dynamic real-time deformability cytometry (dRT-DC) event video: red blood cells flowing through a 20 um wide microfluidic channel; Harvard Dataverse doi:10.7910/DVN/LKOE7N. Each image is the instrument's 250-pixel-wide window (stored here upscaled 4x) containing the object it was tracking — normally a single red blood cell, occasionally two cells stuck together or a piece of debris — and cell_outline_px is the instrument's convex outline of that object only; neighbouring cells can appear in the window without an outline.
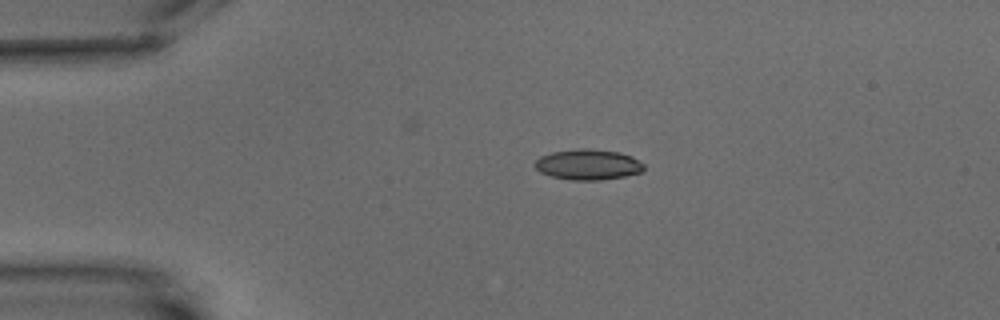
{"species": "common noctule bat (a hibernating species)", "species_latin": "Nyctalus noctula", "temperature_condition": "warm", "stored_images_in_passage": 4, "camera_frame_rate_fps": 3000, "um_per_image_px": 0.085, "animal": {"sex": "male", "body_mass_g": 15.6}, "frame": {"image": 1, "passage_image": 3, "time_ms": 2.333, "image_size_px": [1000, 320], "cell_outline_px": [[644, 168], [640, 172], [624, 176], [600, 180], [572, 180], [552, 176], [540, 172], [532, 164], [540, 156], [552, 152], [580, 148], [592, 148], [620, 152], [632, 156], [644, 164]], "centroid_in_image_um": [49.97, 13.97], "position_along_channel_um": 35.0, "area_um2": 19.48}}